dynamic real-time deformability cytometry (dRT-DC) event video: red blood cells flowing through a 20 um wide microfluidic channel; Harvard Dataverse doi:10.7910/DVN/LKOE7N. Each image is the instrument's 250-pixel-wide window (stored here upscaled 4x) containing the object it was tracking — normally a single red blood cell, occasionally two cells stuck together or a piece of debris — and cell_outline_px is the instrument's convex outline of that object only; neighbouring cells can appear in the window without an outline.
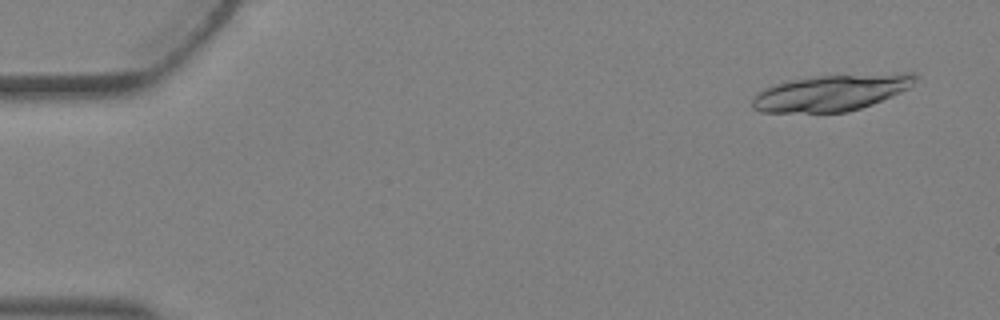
{"species": "Egyptian fruit bat (a non-hibernating species)", "species_latin": "Rousettus aegyptiacus", "temperature_condition": "warm", "stored_images_in_passage": 5, "segment_of_instrument_passage": [1, 2], "camera_frame_rate_fps": 3000, "um_per_image_px": 0.085, "animal": {"sex": "female"}, "frame": {"image": 1, "passage_image": 1, "time_ms": 0.0, "image_size_px": [1000, 320], "cell_outline_px": [[916, 76], [912, 84], [908, 88], [892, 96], [872, 104], [848, 112], [760, 112], [752, 108], [752, 100], [756, 92], [764, 88], [788, 80], [808, 76], [908, 72], [916, 72]], "centroid_in_image_um": [70.64, 7.86], "position_along_channel_um": 14.4, "area_um2": 34.74}}